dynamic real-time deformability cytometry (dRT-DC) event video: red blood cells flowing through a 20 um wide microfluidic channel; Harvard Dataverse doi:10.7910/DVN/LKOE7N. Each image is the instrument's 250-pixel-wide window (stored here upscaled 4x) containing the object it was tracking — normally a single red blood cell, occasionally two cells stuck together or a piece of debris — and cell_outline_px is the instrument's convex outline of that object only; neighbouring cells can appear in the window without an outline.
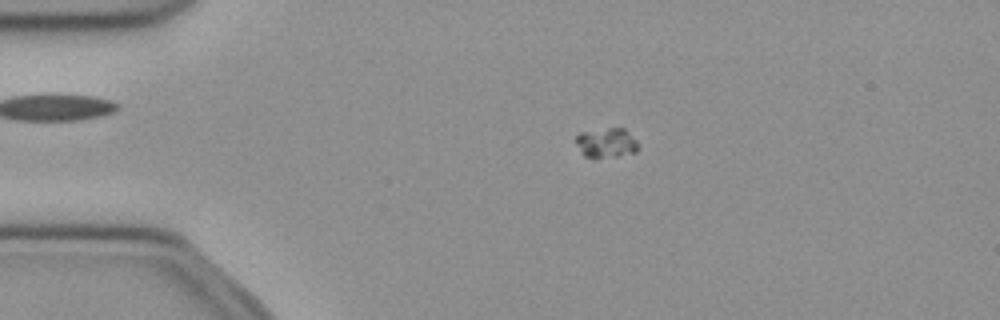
{"species": "common noctule bat (a hibernating species)", "species_latin": "Nyctalus noctula", "temperature_condition": "cold", "stored_images_in_passage": 53, "camera_frame_rate_fps": 3000, "um_per_image_px": 0.085, "animal": {"sex": "female", "body_mass_g": 21.9}, "frame": {"image": 1, "passage_image": 12, "time_ms": 3.667, "image_size_px": [1000, 320], "cell_outline_px": [[636, 152], [616, 156], [584, 156], [576, 144], [576, 136], [580, 132], [608, 128], [624, 128], [636, 140]], "centroid_in_image_um": [51.52, 12.11], "position_along_channel_um": 33.5, "area_um2": 10.4}}
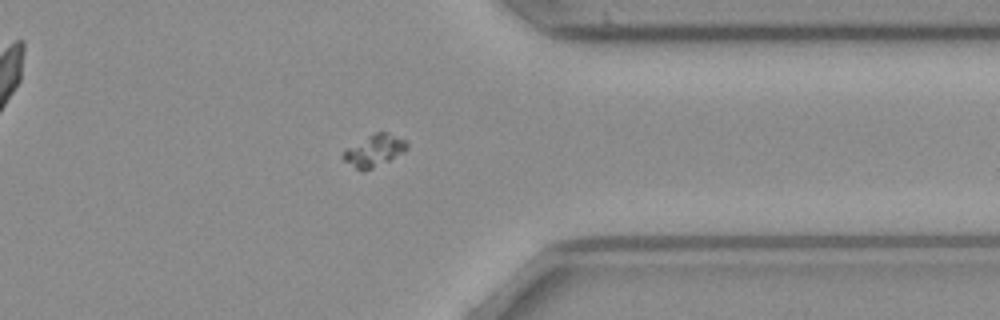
{"frame": {"image": 2, "passage_image": 42, "time_ms": 13.667, "image_size_px": [1000, 320], "cell_outline_px": [[408, 148], [404, 152], [372, 168], [356, 168], [344, 160], [340, 156], [348, 148], [368, 136], [376, 132], [384, 132], [404, 140], [408, 144]], "centroid_in_image_um": [31.82, 12.78], "position_along_channel_um": 379.6, "area_um2": 11.1}}
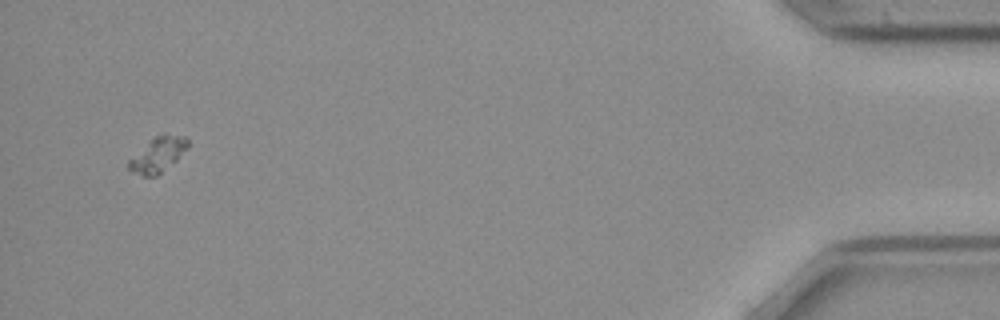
{"frame": {"image": 3, "passage_image": 51, "time_ms": 16.667, "image_size_px": [1000, 320], "cell_outline_px": [[188, 148], [176, 160], [156, 176], [140, 176], [132, 172], [128, 168], [128, 160], [148, 140], [164, 132], [188, 136]], "centroid_in_image_um": [13.42, 13.1], "position_along_channel_um": 421.8, "area_um2": 12.31}}